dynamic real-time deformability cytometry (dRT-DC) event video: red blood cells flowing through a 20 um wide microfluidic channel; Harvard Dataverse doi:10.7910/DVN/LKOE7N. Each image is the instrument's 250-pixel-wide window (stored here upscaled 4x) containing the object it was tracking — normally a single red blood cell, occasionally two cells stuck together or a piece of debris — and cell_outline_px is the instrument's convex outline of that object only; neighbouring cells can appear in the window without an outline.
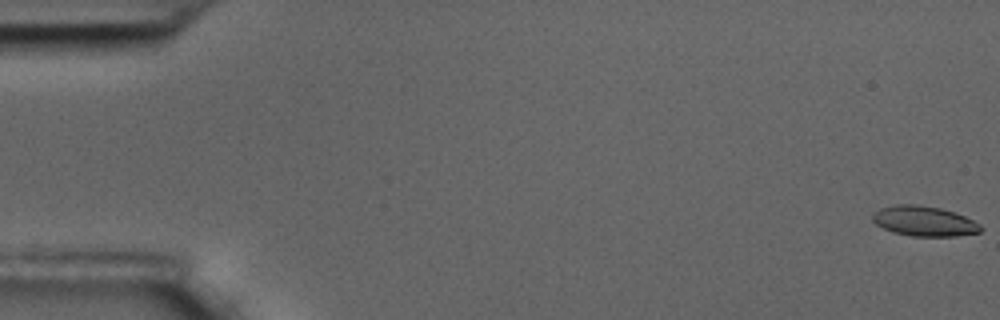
{"species": "common noctule bat (a hibernating species)", "species_latin": "Nyctalus noctula", "temperature_condition": "room temperature", "stored_images_in_passage": 60, "camera_frame_rate_fps": 3000, "um_per_image_px": 0.085, "animal": {"sex": "male", "body_mass_g": 17.5, "forearm_length_mm": 52.3}, "frame": {"image": 1, "passage_image": 1, "time_ms": 0.0, "image_size_px": [1000, 320], "cell_outline_px": [[984, 228], [980, 232], [956, 236], [912, 236], [892, 232], [876, 224], [872, 220], [872, 216], [880, 208], [896, 204], [916, 204], [940, 208], [964, 216], [980, 224]], "centroid_in_image_um": [78.55, 18.8], "position_along_channel_um": 6.4, "area_um2": 18.84}}
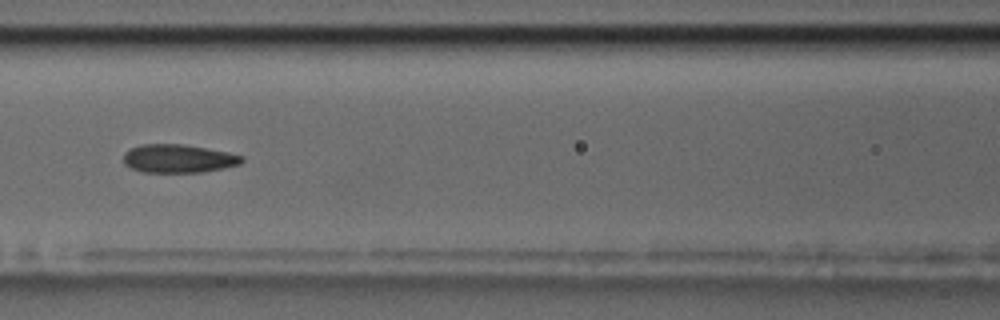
{"frame": {"image": 2, "passage_image": 27, "time_ms": 8.667, "image_size_px": [1000, 320], "cell_outline_px": [[244, 160], [240, 164], [200, 172], [144, 172], [132, 168], [124, 164], [124, 152], [128, 148], [140, 144], [184, 144], [228, 152], [244, 156]], "centroid_in_image_um": [15.13, 13.46], "position_along_channel_um": 151.5, "area_um2": 19.54}}
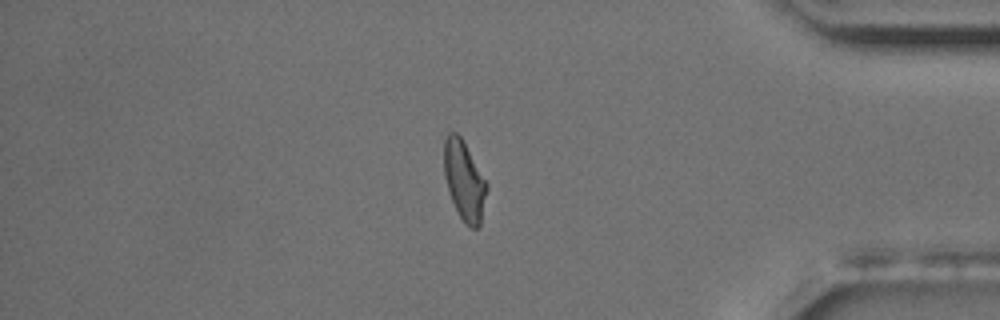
{"frame": {"image": 3, "passage_image": 51, "time_ms": 16.667, "image_size_px": [1000, 320], "cell_outline_px": [[488, 188], [480, 224], [476, 228], [472, 228], [460, 216], [452, 200], [444, 176], [444, 140], [448, 132], [456, 132], [460, 136], [488, 184]], "centroid_in_image_um": [39.46, 15.32], "position_along_channel_um": 395.7, "area_um2": 19.36}, "authors_computed_cell_mechanics": {"area_um2": 19.7098, "velocity_mm_per_s": 3.4291, "shape_relaxation_time_tau1_ms": 4.2164, "shape_relaxation_time_tau2_ms": 1.584, "deformation_change_tau1": 0.148, "deformation_change_tau2": 0.0878}}